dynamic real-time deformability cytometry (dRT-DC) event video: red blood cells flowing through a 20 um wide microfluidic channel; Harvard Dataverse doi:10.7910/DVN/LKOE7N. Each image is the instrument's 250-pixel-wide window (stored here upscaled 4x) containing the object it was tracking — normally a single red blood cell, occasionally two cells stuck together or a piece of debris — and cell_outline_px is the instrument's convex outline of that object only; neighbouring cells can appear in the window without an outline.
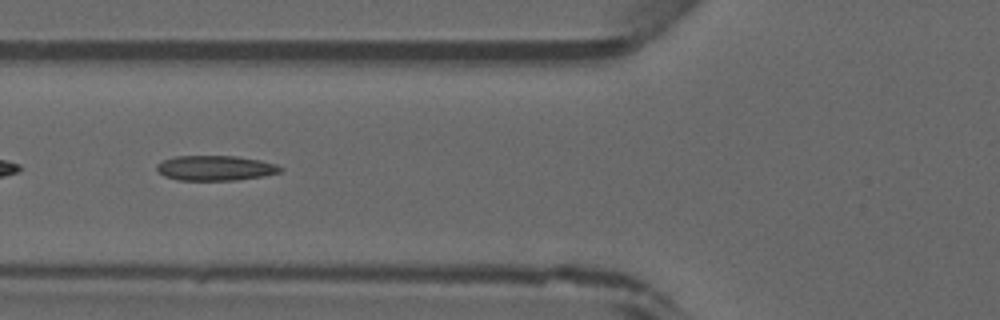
{"species": "common noctule bat (a hibernating species)", "species_latin": "Nyctalus noctula", "temperature_condition": "warm", "stored_images_in_passage": 16, "camera_frame_rate_fps": 3000, "um_per_image_px": 0.085, "animal": {"sex": "male", "forearm_length_mm": 52.5}, "frame": {"image": 1, "passage_image": 5, "time_ms": 1.333, "image_size_px": [1000, 320], "cell_outline_px": [[284, 168], [280, 172], [264, 176], [236, 180], [180, 180], [164, 176], [156, 168], [156, 164], [160, 160], [172, 156], [236, 156], [260, 160], [276, 164]], "centroid_in_image_um": [18.29, 14.27], "position_along_channel_um": 107.5, "area_um2": 18.15}}